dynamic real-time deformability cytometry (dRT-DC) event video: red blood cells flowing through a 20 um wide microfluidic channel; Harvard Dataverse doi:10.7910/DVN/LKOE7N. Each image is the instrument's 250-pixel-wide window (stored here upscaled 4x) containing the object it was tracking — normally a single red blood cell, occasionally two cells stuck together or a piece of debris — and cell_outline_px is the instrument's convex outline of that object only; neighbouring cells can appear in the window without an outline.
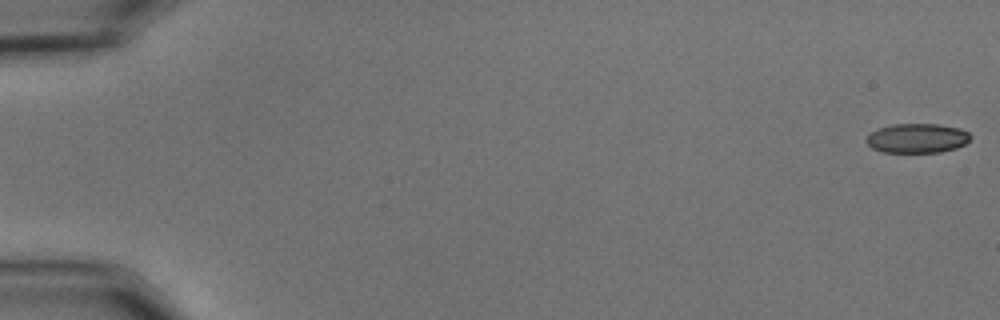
{"species": "common noctule bat (a hibernating species)", "species_latin": "Nyctalus noctula", "temperature_condition": "cold", "stored_images_in_passage": 57, "camera_frame_rate_fps": 3000, "um_per_image_px": 0.085, "animal": {"sex": "male", "body_mass_g": 15.6}, "frame": {"image": 1, "passage_image": 1, "time_ms": 0.0, "image_size_px": [1000, 320], "cell_outline_px": [[972, 136], [964, 144], [956, 148], [940, 152], [884, 152], [872, 148], [864, 140], [872, 132], [880, 128], [892, 124], [936, 124], [960, 128], [968, 132]], "centroid_in_image_um": [77.96, 11.75], "position_along_channel_um": 7.0, "area_um2": 17.74}}
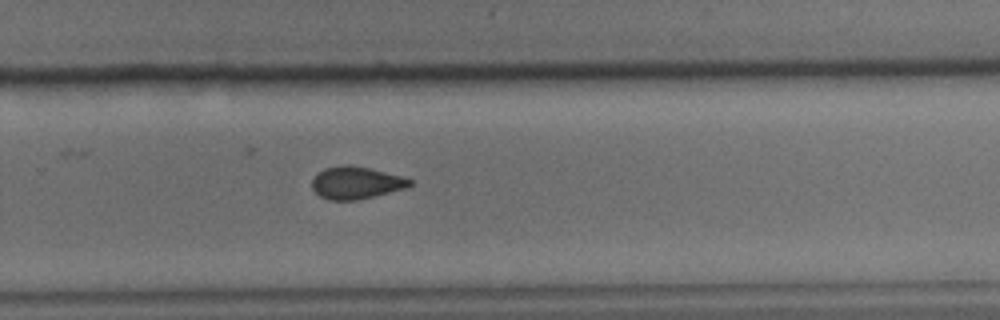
{"frame": {"image": 2, "passage_image": 38, "time_ms": 12.333, "image_size_px": [1000, 320], "cell_outline_px": [[412, 184], [408, 188], [356, 200], [328, 200], [320, 196], [312, 188], [312, 180], [324, 168], [344, 164], [348, 164], [368, 168], [400, 176], [412, 180]], "centroid_in_image_um": [30.26, 15.54], "position_along_channel_um": 299.5, "area_um2": 18.26}}
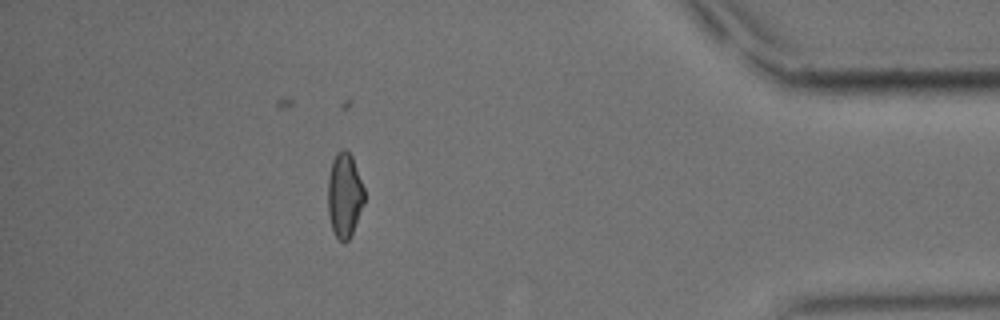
{"frame": {"image": 3, "passage_image": 50, "time_ms": 16.333, "image_size_px": [1000, 320], "cell_outline_px": [[364, 204], [352, 232], [348, 240], [344, 244], [336, 236], [332, 228], [328, 216], [328, 176], [332, 160], [336, 152], [344, 148], [348, 148], [352, 156], [364, 188]], "centroid_in_image_um": [29.27, 16.55], "position_along_channel_um": 405.9, "area_um2": 18.09}, "authors_computed_cell_mechanics": {"area_um2": 18.785, "velocity_mm_per_s": 3.6582, "shape_relaxation_time_tau1_ms": 7.3497, "shape_relaxation_time_tau2_ms": 2.9463, "deformation_change_tau1": 0.1318, "deformation_change_tau2": 0.089}}